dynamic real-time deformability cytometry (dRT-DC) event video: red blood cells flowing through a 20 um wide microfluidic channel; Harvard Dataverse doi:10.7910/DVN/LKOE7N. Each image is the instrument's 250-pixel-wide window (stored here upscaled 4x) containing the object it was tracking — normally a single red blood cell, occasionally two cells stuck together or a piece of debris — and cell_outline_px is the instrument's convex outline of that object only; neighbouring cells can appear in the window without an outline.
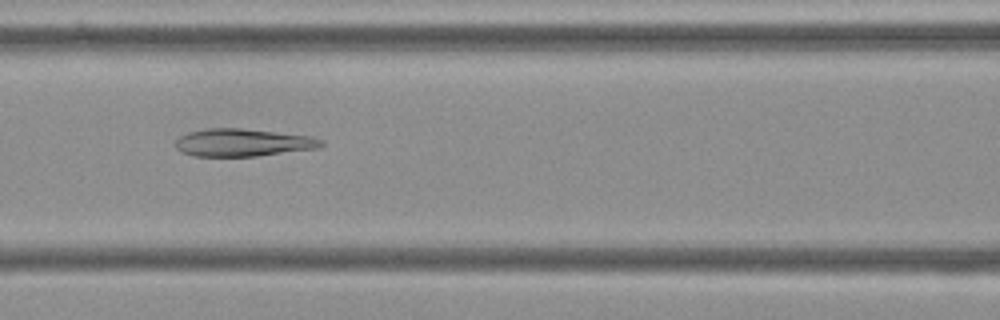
{"species": "Egyptian fruit bat (a non-hibernating species)", "species_latin": "Rousettus aegyptiacus", "temperature_condition": "cold", "stored_images_in_passage": 54, "camera_frame_rate_fps": 3000, "um_per_image_px": 0.085, "frame": {"image": 1, "passage_image": 23, "time_ms": 7.333, "image_size_px": [1000, 320], "cell_outline_px": [[324, 144], [316, 148], [256, 156], [192, 156], [180, 152], [176, 148], [176, 140], [180, 136], [188, 132], [208, 128], [240, 128], [312, 136], [324, 140]], "centroid_in_image_um": [20.61, 12.12], "position_along_channel_um": 146.0, "area_um2": 23.41}}
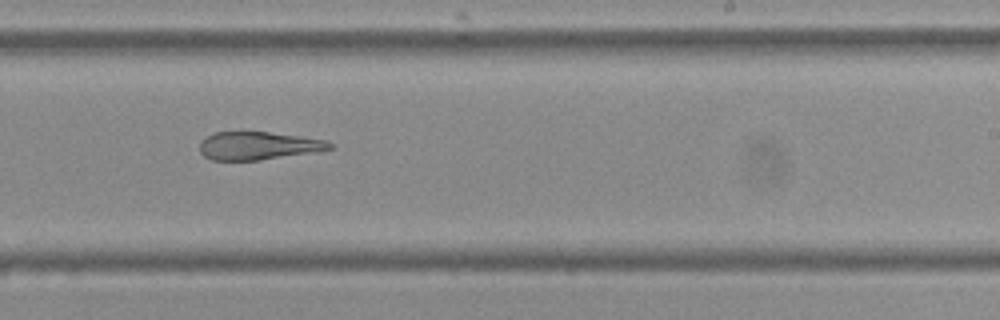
{"frame": {"image": 2, "passage_image": 33, "time_ms": 10.667, "image_size_px": [1000, 320], "cell_outline_px": [[332, 148], [316, 152], [260, 160], [212, 160], [204, 156], [200, 152], [200, 140], [212, 132], [268, 132], [300, 136], [324, 140], [332, 144]], "centroid_in_image_um": [21.91, 12.39], "position_along_channel_um": 267.1, "area_um2": 21.21}}
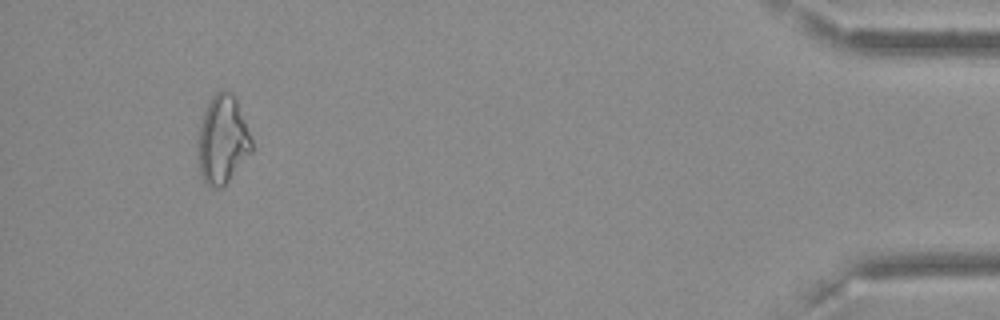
{"frame": {"image": 3, "passage_image": 51, "time_ms": 16.667, "image_size_px": [1000, 320], "cell_outline_px": [[252, 152], [224, 188], [212, 188], [204, 184], [200, 176], [200, 124], [204, 112], [212, 96], [216, 92], [232, 92], [236, 100], [252, 140]], "centroid_in_image_um": [18.94, 11.96], "position_along_channel_um": 416.3, "area_um2": 27.22}, "authors_computed_cell_mechanics": {"area_um2": 25.7499, "velocity_mm_per_s": 3.642, "shape_relaxation_time_tau1_ms": null, "shape_relaxation_time_tau2_ms": 4.0772, "deformation_change_tau1": null, "deformation_change_tau2": 0.0975}}